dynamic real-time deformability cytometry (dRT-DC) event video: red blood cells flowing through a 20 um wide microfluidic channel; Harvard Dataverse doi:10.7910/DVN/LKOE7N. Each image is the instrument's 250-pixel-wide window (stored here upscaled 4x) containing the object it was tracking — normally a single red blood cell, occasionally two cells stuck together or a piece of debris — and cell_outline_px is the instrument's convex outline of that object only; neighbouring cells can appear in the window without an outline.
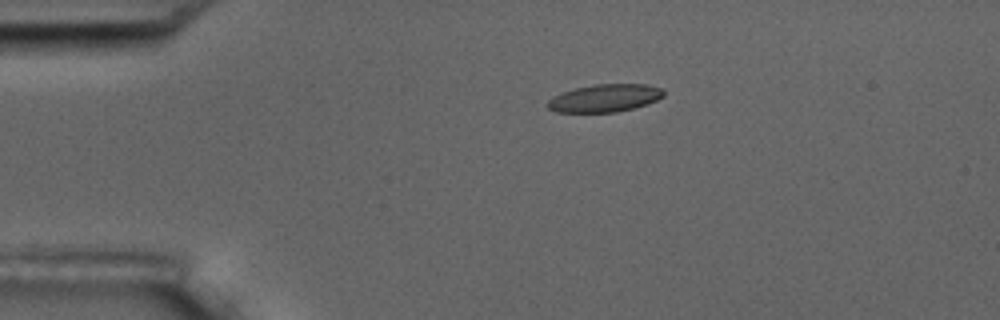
{"species": "common noctule bat (a hibernating species)", "species_latin": "Nyctalus noctula", "temperature_condition": "room temperature", "stored_images_in_passage": 11, "camera_frame_rate_fps": 3000, "um_per_image_px": 0.085, "animal": {"sex": "male", "body_mass_g": 17.5, "forearm_length_mm": 52.3}, "frame": {"image": 1, "passage_image": 4, "time_ms": 3.333, "image_size_px": [1000, 320], "cell_outline_px": [[664, 96], [648, 104], [616, 112], [556, 112], [548, 108], [548, 100], [552, 96], [576, 88], [596, 84], [648, 84], [660, 88], [664, 92]], "centroid_in_image_um": [51.41, 8.34], "position_along_channel_um": 33.6, "area_um2": 18.61}}
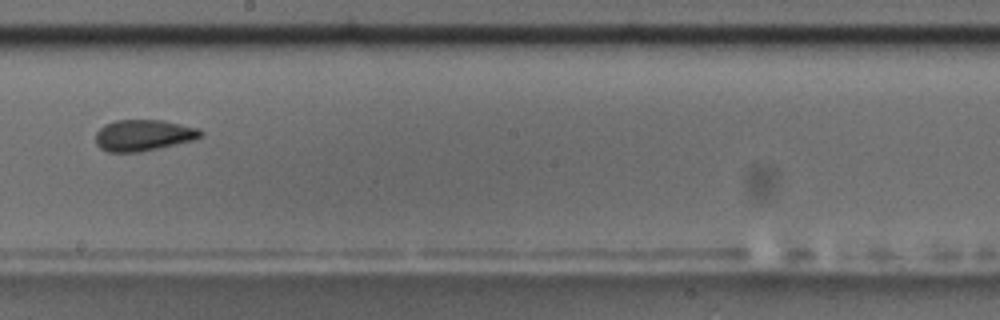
{"frame": {"image": 2, "passage_image": 10, "time_ms": 10.333, "image_size_px": [1000, 320], "cell_outline_px": [[204, 132], [196, 140], [160, 148], [140, 152], [108, 152], [100, 148], [96, 144], [96, 132], [104, 124], [116, 120], [164, 120], [200, 128]], "centroid_in_image_um": [12.22, 11.5], "position_along_channel_um": 236.0, "area_um2": 19.42}}
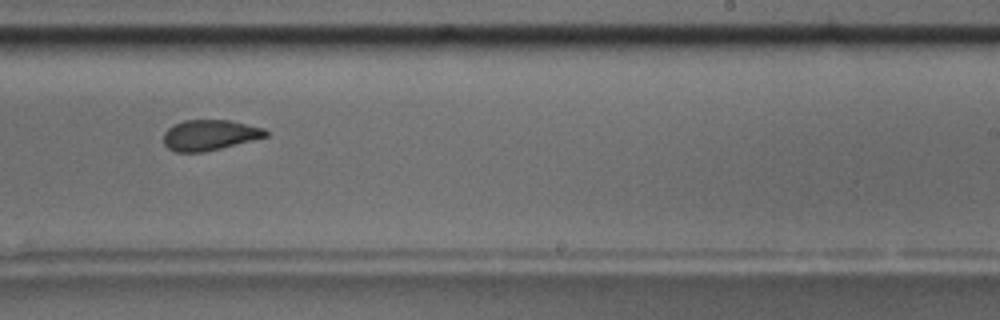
{"frame": {"image": 3, "passage_image": 11, "time_ms": 11.333, "image_size_px": [1000, 320], "cell_outline_px": [[268, 136], [204, 152], [176, 152], [168, 148], [164, 144], [164, 132], [168, 128], [184, 120], [228, 120], [264, 128], [268, 132]], "centroid_in_image_um": [17.81, 11.48], "position_along_channel_um": 271.2, "area_um2": 17.98}}